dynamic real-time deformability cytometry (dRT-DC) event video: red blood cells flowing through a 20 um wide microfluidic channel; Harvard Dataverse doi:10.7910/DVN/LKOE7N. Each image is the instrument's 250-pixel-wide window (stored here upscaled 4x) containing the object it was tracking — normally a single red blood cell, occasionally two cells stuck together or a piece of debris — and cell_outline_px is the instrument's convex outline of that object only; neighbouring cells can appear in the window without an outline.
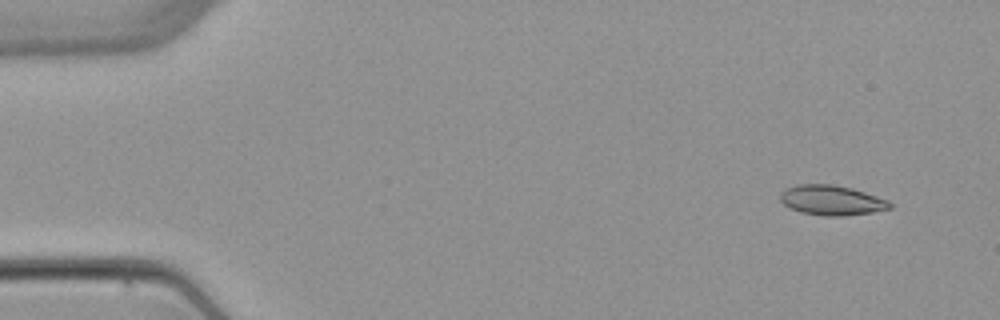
{"species": "common noctule bat (a hibernating species)", "species_latin": "Nyctalus noctula", "temperature_condition": "warm", "stored_images_in_passage": 6, "camera_frame_rate_fps": 3000, "um_per_image_px": 0.085, "animal": {"sex": "female", "body_mass_g": 22.7, "forearm_length_mm": 54.2}, "frame": {"image": 1, "passage_image": 1, "time_ms": 0.0, "image_size_px": [1000, 320], "cell_outline_px": [[892, 208], [872, 212], [844, 216], [824, 216], [800, 212], [784, 204], [780, 200], [780, 192], [784, 188], [796, 184], [832, 184], [852, 188], [888, 200], [892, 204]], "centroid_in_image_um": [70.67, 17.01], "position_along_channel_um": 14.3, "area_um2": 19.19}}
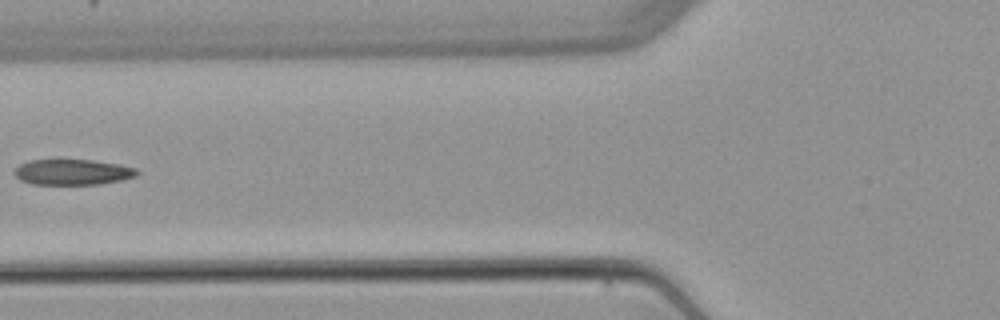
{"frame": {"image": 2, "passage_image": 5, "time_ms": 5.667, "image_size_px": [1000, 320], "cell_outline_px": [[140, 172], [136, 176], [120, 180], [100, 184], [32, 184], [20, 180], [12, 172], [20, 164], [28, 160], [92, 160], [120, 164], [136, 168]], "centroid_in_image_um": [6.17, 14.62], "position_along_channel_um": 119.6, "area_um2": 18.32}}
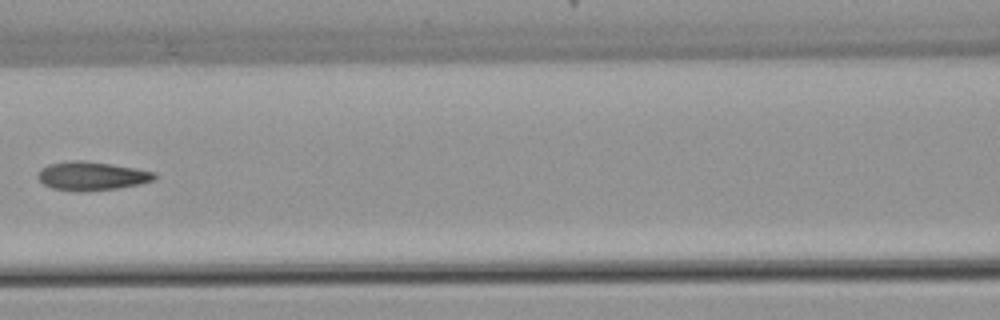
{"frame": {"image": 3, "passage_image": 6, "time_ms": 6.667, "image_size_px": [1000, 320], "cell_outline_px": [[156, 180], [140, 184], [116, 188], [76, 192], [52, 188], [44, 184], [36, 176], [36, 172], [40, 168], [48, 164], [68, 160], [80, 160], [112, 164], [136, 168], [156, 172]], "centroid_in_image_um": [7.77, 14.95], "position_along_channel_um": 158.8, "area_um2": 19.71}}